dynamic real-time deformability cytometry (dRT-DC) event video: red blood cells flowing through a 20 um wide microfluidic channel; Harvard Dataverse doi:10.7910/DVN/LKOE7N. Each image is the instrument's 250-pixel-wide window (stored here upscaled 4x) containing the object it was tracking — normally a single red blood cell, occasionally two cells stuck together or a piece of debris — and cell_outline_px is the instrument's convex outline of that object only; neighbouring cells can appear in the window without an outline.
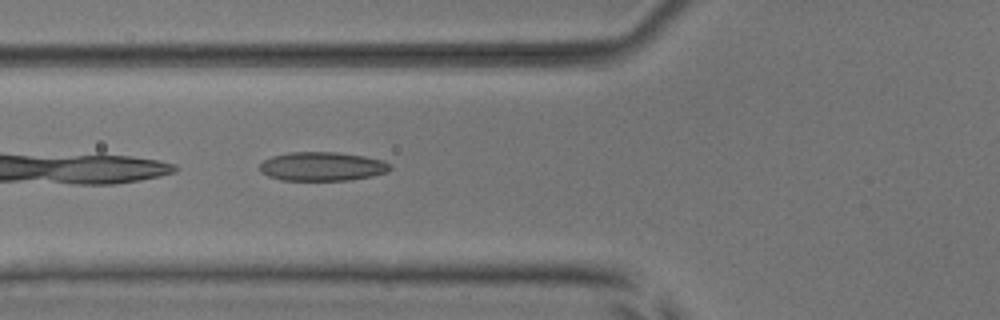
{"species": "common noctule bat (a hibernating species)", "species_latin": "Nyctalus noctula", "temperature_condition": "room temperature", "stored_images_in_passage": 11, "camera_frame_rate_fps": 3000, "um_per_image_px": 0.085, "animal": {"sex": "male", "body_mass_g": 17.9, "forearm_length_mm": 54.2}, "frame": {"image": 1, "passage_image": 4, "time_ms": 1.0, "image_size_px": [1000, 320], "cell_outline_px": [[392, 168], [388, 172], [372, 176], [348, 180], [280, 180], [268, 176], [260, 172], [260, 164], [264, 160], [272, 156], [288, 152], [336, 152], [364, 156], [384, 160], [392, 164]], "centroid_in_image_um": [27.41, 14.14], "position_along_channel_um": 98.4, "area_um2": 22.14}}
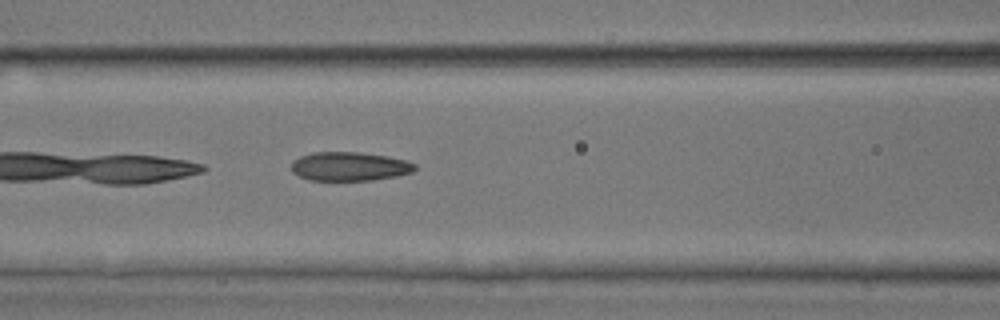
{"frame": {"image": 2, "passage_image": 7, "time_ms": 2.0, "image_size_px": [1000, 320], "cell_outline_px": [[416, 168], [412, 172], [396, 176], [372, 180], [308, 180], [292, 172], [292, 160], [300, 156], [312, 152], [360, 152], [408, 160], [416, 164]], "centroid_in_image_um": [29.7, 14.14], "position_along_channel_um": 136.9, "area_um2": 20.81}}